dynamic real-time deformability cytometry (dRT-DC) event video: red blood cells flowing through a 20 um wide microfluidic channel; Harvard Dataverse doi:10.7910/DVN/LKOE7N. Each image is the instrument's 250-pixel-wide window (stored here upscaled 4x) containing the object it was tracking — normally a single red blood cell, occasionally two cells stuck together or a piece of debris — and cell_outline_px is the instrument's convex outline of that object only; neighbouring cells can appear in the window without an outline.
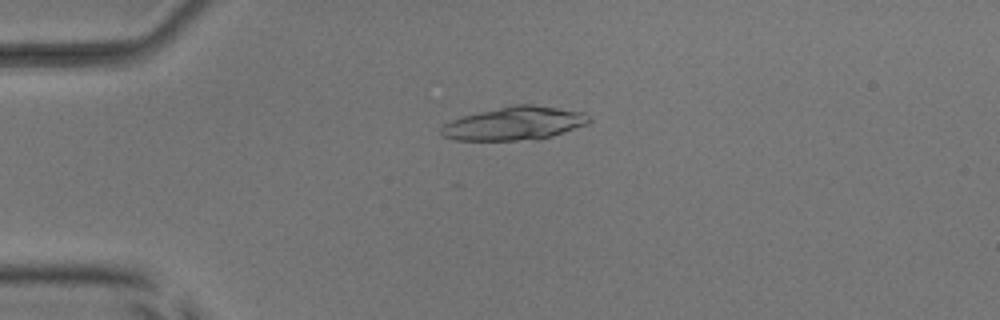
{"species": "common noctule bat (a hibernating species)", "species_latin": "Nyctalus noctula", "temperature_condition": "room temperature", "stored_images_in_passage": 21, "camera_frame_rate_fps": 3000, "um_per_image_px": 0.085, "animal": {"sex": "male", "body_mass_g": 17.9, "forearm_length_mm": 54.2}, "frame": {"image": 1, "passage_image": 13, "time_ms": 4.0, "image_size_px": [1000, 320], "cell_outline_px": [[592, 120], [588, 124], [552, 136], [536, 140], [452, 140], [444, 136], [440, 132], [440, 128], [444, 124], [452, 120], [464, 116], [512, 104], [532, 104], [584, 112]], "centroid_in_image_um": [43.75, 10.49], "position_along_channel_um": 41.3, "area_um2": 28.73}}
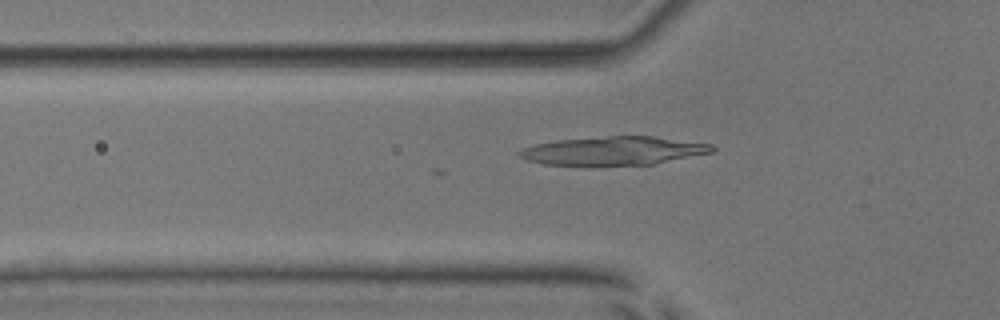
{"frame": {"image": 2, "passage_image": 18, "time_ms": 5.667, "image_size_px": [1000, 320], "cell_outline_px": [[716, 148], [712, 152], [656, 164], [584, 168], [544, 164], [528, 160], [516, 156], [516, 152], [520, 148], [536, 144], [556, 140], [608, 136], [652, 136], [712, 144]], "centroid_in_image_um": [52.06, 12.86], "position_along_channel_um": 73.7, "area_um2": 33.29}}
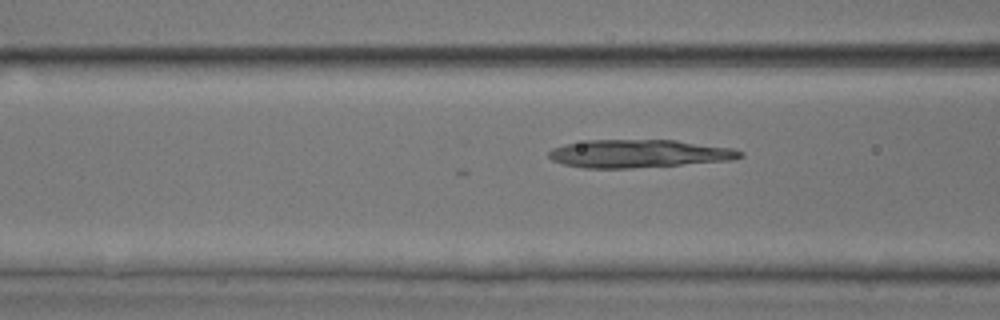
{"frame": {"image": 3, "passage_image": 21, "time_ms": 6.667, "image_size_px": [1000, 320], "cell_outline_px": [[744, 156], [732, 160], [632, 168], [584, 168], [564, 164], [552, 160], [548, 156], [548, 152], [552, 148], [564, 144], [588, 140], [676, 140], [732, 148], [744, 152]], "centroid_in_image_um": [54.29, 13.05], "position_along_channel_um": 112.3, "area_um2": 31.15}}